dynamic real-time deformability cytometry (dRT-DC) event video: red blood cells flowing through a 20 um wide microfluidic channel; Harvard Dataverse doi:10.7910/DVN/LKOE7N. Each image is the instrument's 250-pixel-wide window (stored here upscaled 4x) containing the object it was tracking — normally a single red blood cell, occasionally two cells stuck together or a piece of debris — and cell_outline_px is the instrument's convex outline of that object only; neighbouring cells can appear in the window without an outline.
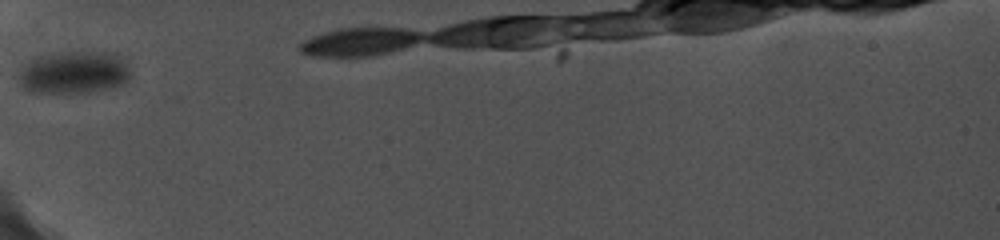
{"species": "common noctule bat (a hibernating species)", "species_latin": "Nyctalus noctula", "temperature_condition": "cold", "stored_images_in_passage": 5, "camera_frame_rate_fps": 5000, "um_per_image_px": 0.085, "animal": {"sex": "female", "body_mass_g": 19.0, "forearm_length_mm": 56.7}, "frame": {"image": 1, "passage_image": 1, "time_ms": 0.0, "image_size_px": [1000, 240], "cell_outline_px": [[128, 80], [120, 84], [104, 88], [80, 92], [32, 92], [24, 88], [20, 84], [20, 72], [24, 64], [28, 60], [40, 56], [60, 52], [116, 52], [120, 56], [128, 68]], "centroid_in_image_um": [6.25, 6.12], "position_along_channel_um": 78.8, "area_um2": 27.11}}